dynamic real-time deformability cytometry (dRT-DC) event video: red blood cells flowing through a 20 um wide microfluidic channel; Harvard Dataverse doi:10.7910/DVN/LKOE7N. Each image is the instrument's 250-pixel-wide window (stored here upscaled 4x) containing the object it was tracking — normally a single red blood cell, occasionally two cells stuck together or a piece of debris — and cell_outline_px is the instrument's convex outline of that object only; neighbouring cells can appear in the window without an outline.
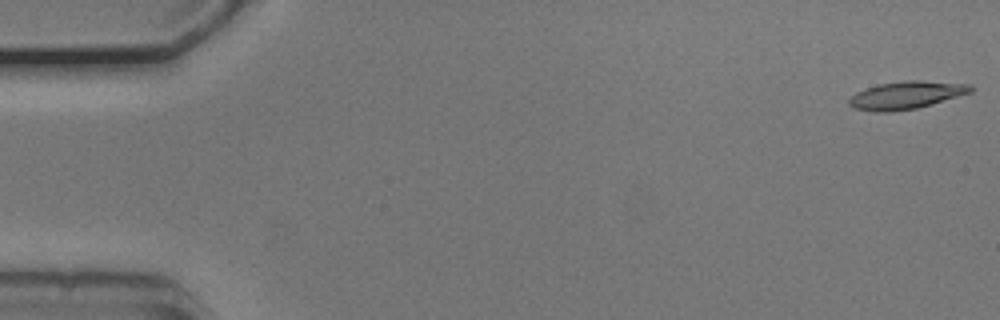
{"species": "common noctule bat (a hibernating species)", "species_latin": "Nyctalus noctula", "temperature_condition": "cold", "stored_images_in_passage": 54, "camera_frame_rate_fps": 3000, "um_per_image_px": 0.085, "animal": {"sex": "male", "body_mass_g": 20.5, "forearm_length_mm": 52.5}, "frame": {"image": 1, "passage_image": 1, "time_ms": 0.0, "image_size_px": [1000, 320], "cell_outline_px": [[972, 92], [932, 104], [916, 108], [892, 112], [876, 112], [852, 108], [848, 104], [848, 100], [856, 92], [880, 84], [908, 80], [920, 80], [972, 84]], "centroid_in_image_um": [77.03, 8.09], "position_along_channel_um": 8.0, "area_um2": 19.59}}
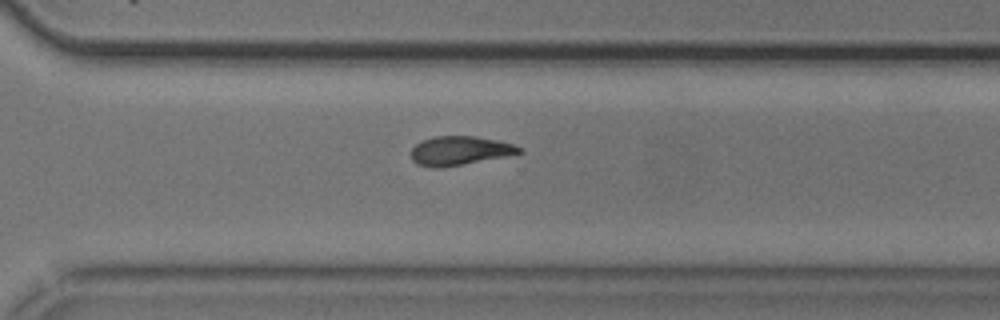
{"frame": {"image": 2, "passage_image": 38, "time_ms": 12.333, "image_size_px": [1000, 320], "cell_outline_px": [[524, 152], [508, 156], [436, 168], [432, 168], [416, 164], [412, 160], [412, 148], [420, 140], [436, 136], [476, 136], [496, 140], [512, 144], [524, 148]], "centroid_in_image_um": [39.08, 12.8], "position_along_channel_um": 331.5, "area_um2": 18.21}}
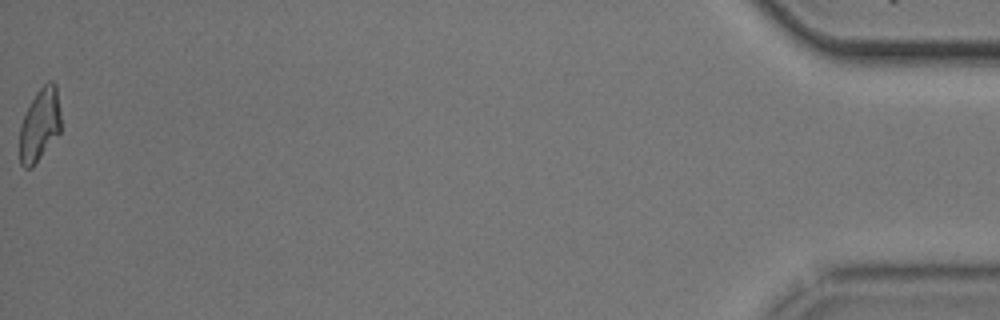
{"frame": {"image": 3, "passage_image": 54, "time_ms": 17.667, "image_size_px": [1000, 320], "cell_outline_px": [[60, 132], [32, 168], [24, 168], [20, 164], [20, 124], [36, 92], [48, 80], [52, 80], [56, 84], [60, 112]], "centroid_in_image_um": [3.38, 10.61], "position_along_channel_um": 431.8, "area_um2": 17.4}, "authors_computed_cell_mechanics": {"area_um2": 18.7561, "velocity_mm_per_s": 3.7443, "shape_relaxation_time_tau1_ms": 5.6737, "shape_relaxation_time_tau2_ms": 10.816, "deformation_change_tau1": 0.1705, "deformation_change_tau2": 0.2344}}